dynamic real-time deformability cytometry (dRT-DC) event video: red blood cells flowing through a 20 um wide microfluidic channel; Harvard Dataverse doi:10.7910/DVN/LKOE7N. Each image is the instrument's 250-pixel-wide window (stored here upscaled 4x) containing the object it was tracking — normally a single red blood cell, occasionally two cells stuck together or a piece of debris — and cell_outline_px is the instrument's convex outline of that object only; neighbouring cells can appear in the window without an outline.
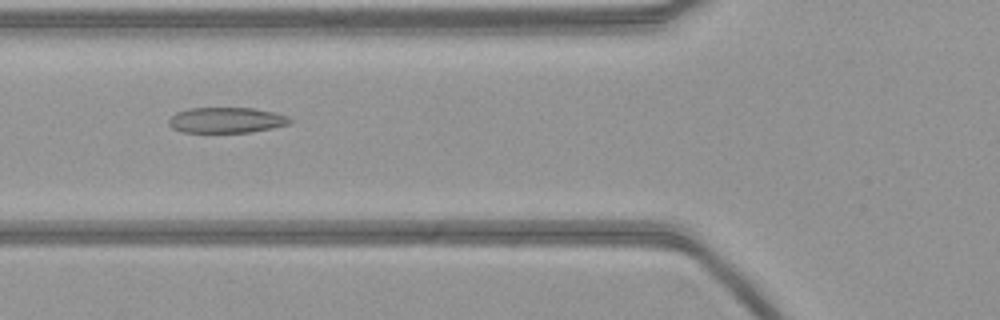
{"species": "common noctule bat (a hibernating species)", "species_latin": "Nyctalus noctula", "temperature_condition": "warm", "stored_images_in_passage": 46, "camera_frame_rate_fps": 3000, "um_per_image_px": 0.085, "animal": {"sex": "female", "body_mass_g": 21.9}, "frame": {"image": 1, "passage_image": 20, "time_ms": 6.333, "image_size_px": [1000, 320], "cell_outline_px": [[292, 120], [288, 124], [272, 128], [252, 132], [180, 132], [172, 128], [168, 124], [168, 120], [176, 112], [192, 108], [252, 108], [276, 112], [288, 116]], "centroid_in_image_um": [19.24, 10.21], "position_along_channel_um": 106.6, "area_um2": 18.09}}
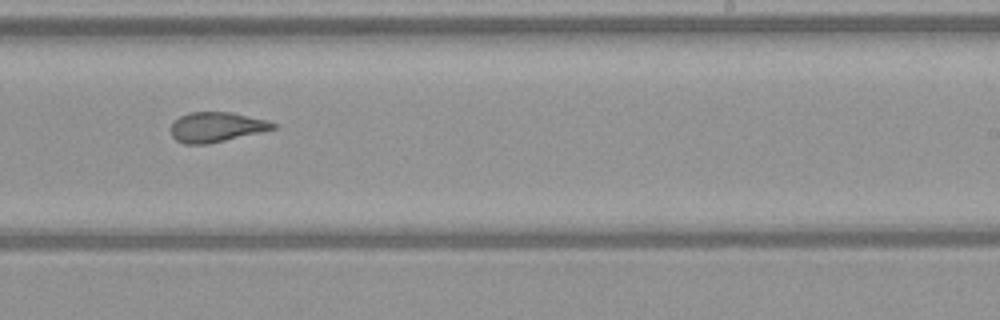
{"frame": {"image": 2, "passage_image": 33, "time_ms": 10.667, "image_size_px": [1000, 320], "cell_outline_px": [[276, 128], [260, 132], [208, 144], [184, 144], [176, 140], [172, 136], [172, 124], [180, 116], [188, 112], [232, 112], [268, 120], [276, 124]], "centroid_in_image_um": [18.4, 10.79], "position_along_channel_um": 270.6, "area_um2": 17.69}}
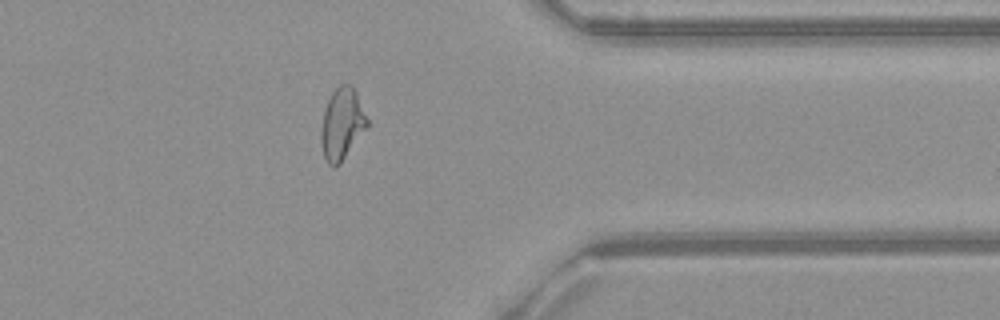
{"frame": {"image": 3, "passage_image": 43, "time_ms": 14.0, "image_size_px": [1000, 320], "cell_outline_px": [[368, 128], [340, 164], [336, 168], [332, 168], [328, 164], [324, 156], [320, 140], [320, 132], [324, 112], [328, 100], [332, 92], [340, 84], [348, 84], [356, 92], [368, 120]], "centroid_in_image_um": [29.07, 10.59], "position_along_channel_um": 382.3, "area_um2": 19.31}}